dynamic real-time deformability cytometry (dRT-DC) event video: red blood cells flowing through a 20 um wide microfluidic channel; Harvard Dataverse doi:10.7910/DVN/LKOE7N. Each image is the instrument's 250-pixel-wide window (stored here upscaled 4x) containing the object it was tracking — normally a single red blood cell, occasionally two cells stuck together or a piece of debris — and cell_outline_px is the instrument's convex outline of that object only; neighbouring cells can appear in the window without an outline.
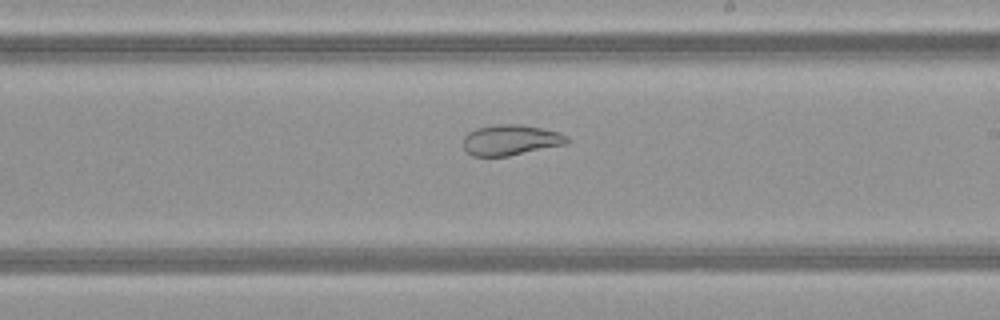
{"species": "common noctule bat (a hibernating species)", "species_latin": "Nyctalus noctula", "temperature_condition": "warm", "stored_images_in_passage": 46, "camera_frame_rate_fps": 3000, "um_per_image_px": 0.085, "animal": {"sex": "female", "body_mass_g": 21.9}, "frame": {"image": 1, "passage_image": 25, "time_ms": 8.0, "image_size_px": [1000, 320], "cell_outline_px": [[568, 144], [508, 156], [472, 156], [464, 148], [464, 136], [468, 132], [476, 128], [496, 124], [520, 124], [560, 132], [568, 136]], "centroid_in_image_um": [43.42, 11.9], "position_along_channel_um": 245.6, "area_um2": 18.55}}
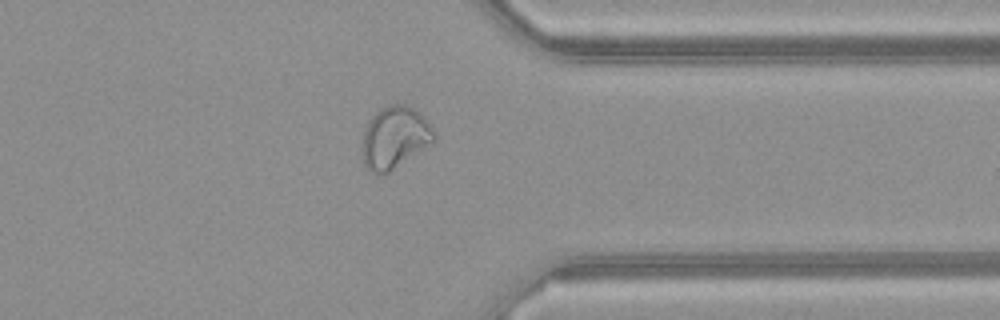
{"frame": {"image": 2, "passage_image": 35, "time_ms": 11.333, "image_size_px": [1000, 320], "cell_outline_px": [[436, 140], [432, 144], [388, 172], [380, 176], [372, 172], [364, 164], [360, 152], [364, 128], [368, 120], [380, 108], [388, 104], [404, 104], [420, 112], [424, 116], [436, 132]], "centroid_in_image_um": [33.54, 11.68], "position_along_channel_um": 377.9, "area_um2": 26.53}}
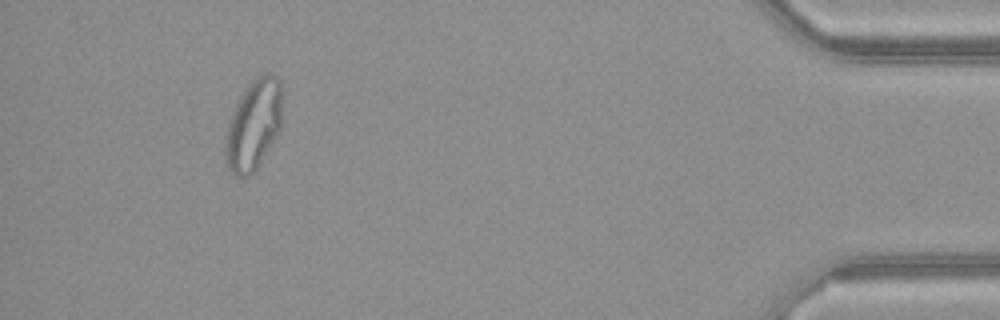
{"frame": {"image": 3, "passage_image": 42, "time_ms": 13.667, "image_size_px": [1000, 320], "cell_outline_px": [[280, 128], [256, 168], [248, 176], [236, 176], [228, 172], [224, 160], [224, 144], [228, 124], [232, 112], [240, 96], [248, 84], [256, 76], [264, 72], [272, 72], [280, 80]], "centroid_in_image_um": [21.5, 10.6], "position_along_channel_um": 413.7, "area_um2": 29.77}, "authors_computed_cell_mechanics": {"area_um2": 27.8018, "velocity_mm_per_s": 4.1308, "shape_relaxation_time_tau1_ms": null, "shape_relaxation_time_tau2_ms": 1.1724, "deformation_change_tau1": null, "deformation_change_tau2": 0.0751}}